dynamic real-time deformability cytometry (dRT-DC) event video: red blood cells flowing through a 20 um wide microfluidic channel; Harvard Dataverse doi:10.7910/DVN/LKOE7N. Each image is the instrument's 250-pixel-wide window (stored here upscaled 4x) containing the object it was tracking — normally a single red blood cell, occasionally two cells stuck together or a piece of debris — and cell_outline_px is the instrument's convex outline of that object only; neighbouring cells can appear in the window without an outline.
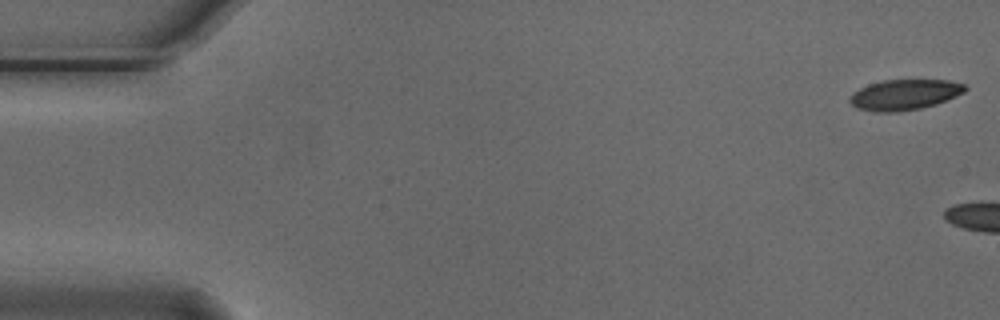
{"species": "Egyptian fruit bat (a non-hibernating species)", "species_latin": "Rousettus aegyptiacus", "temperature_condition": "cold", "stored_images_in_passage": 12, "camera_frame_rate_fps": 3000, "um_per_image_px": 0.085, "animal": {"sex": "male"}, "frame": {"image": 1, "passage_image": 1, "time_ms": 0.0, "image_size_px": [1000, 320], "cell_outline_px": [[968, 88], [964, 92], [956, 96], [936, 104], [920, 108], [896, 112], [872, 112], [856, 108], [848, 100], [852, 92], [868, 84], [884, 80], [948, 80], [964, 84]], "centroid_in_image_um": [76.85, 8.05], "position_along_channel_um": 8.1, "area_um2": 20.58}}